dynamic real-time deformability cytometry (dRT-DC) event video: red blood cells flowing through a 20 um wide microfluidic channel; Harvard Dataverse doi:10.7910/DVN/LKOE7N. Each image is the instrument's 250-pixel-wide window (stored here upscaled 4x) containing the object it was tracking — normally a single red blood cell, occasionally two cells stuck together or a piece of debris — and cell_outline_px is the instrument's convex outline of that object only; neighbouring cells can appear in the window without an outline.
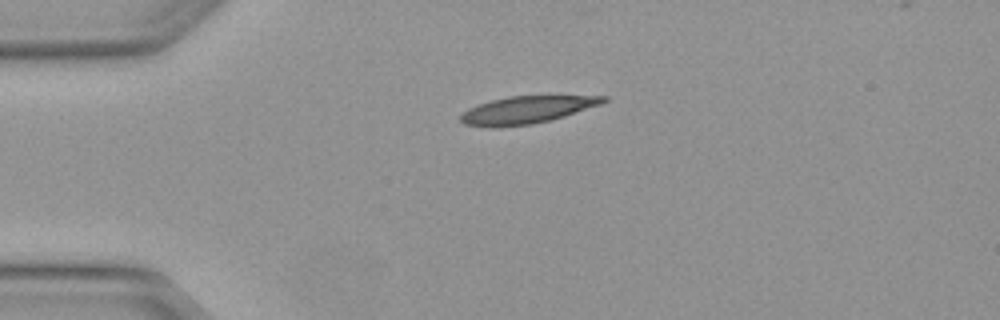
{"species": "Egyptian fruit bat (a non-hibernating species)", "species_latin": "Rousettus aegyptiacus", "temperature_condition": "warm", "stored_images_in_passage": 5, "camera_frame_rate_fps": 3000, "um_per_image_px": 0.085, "animal": {"sex": "female"}, "frame": {"image": 1, "passage_image": 1, "time_ms": 0.0, "image_size_px": [1000, 320], "cell_outline_px": [[608, 100], [600, 104], [552, 120], [532, 124], [464, 124], [460, 120], [460, 116], [468, 108], [492, 100], [508, 96], [608, 96]], "centroid_in_image_um": [44.86, 9.29], "position_along_channel_um": 40.1, "area_um2": 21.62}}
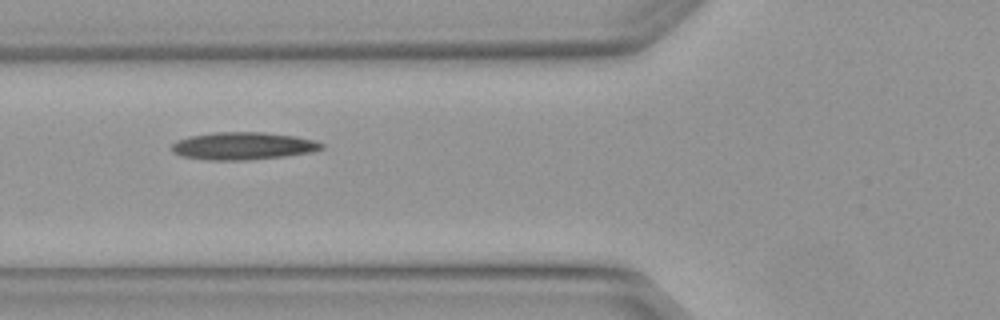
{"frame": {"image": 2, "passage_image": 3, "time_ms": 0.667, "image_size_px": [1000, 320], "cell_outline_px": [[324, 148], [312, 152], [284, 156], [248, 160], [208, 160], [180, 156], [172, 152], [172, 144], [176, 140], [188, 136], [216, 132], [264, 132], [296, 136], [312, 140], [324, 144]], "centroid_in_image_um": [20.63, 12.4], "position_along_channel_um": 105.2, "area_um2": 24.16}}